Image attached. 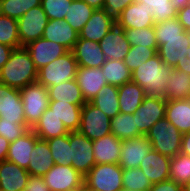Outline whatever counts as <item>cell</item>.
Listing matches in <instances>:
<instances>
[{"label":"cell","instance_id":"22","mask_svg":"<svg viewBox=\"0 0 190 191\" xmlns=\"http://www.w3.org/2000/svg\"><path fill=\"white\" fill-rule=\"evenodd\" d=\"M38 139L39 138L33 130L29 129L24 135L9 144L6 160L27 170L30 163L31 152L33 151L35 142Z\"/></svg>","mask_w":190,"mask_h":191},{"label":"cell","instance_id":"30","mask_svg":"<svg viewBox=\"0 0 190 191\" xmlns=\"http://www.w3.org/2000/svg\"><path fill=\"white\" fill-rule=\"evenodd\" d=\"M49 101H62L76 105L86 103L76 79L48 87Z\"/></svg>","mask_w":190,"mask_h":191},{"label":"cell","instance_id":"52","mask_svg":"<svg viewBox=\"0 0 190 191\" xmlns=\"http://www.w3.org/2000/svg\"><path fill=\"white\" fill-rule=\"evenodd\" d=\"M14 48L0 43V70L3 65L9 60Z\"/></svg>","mask_w":190,"mask_h":191},{"label":"cell","instance_id":"36","mask_svg":"<svg viewBox=\"0 0 190 191\" xmlns=\"http://www.w3.org/2000/svg\"><path fill=\"white\" fill-rule=\"evenodd\" d=\"M110 129L111 133L120 140L141 136L137 129L133 114H117L111 119Z\"/></svg>","mask_w":190,"mask_h":191},{"label":"cell","instance_id":"15","mask_svg":"<svg viewBox=\"0 0 190 191\" xmlns=\"http://www.w3.org/2000/svg\"><path fill=\"white\" fill-rule=\"evenodd\" d=\"M153 12L145 3L135 0L115 19L116 24L122 29L152 27L155 25Z\"/></svg>","mask_w":190,"mask_h":191},{"label":"cell","instance_id":"12","mask_svg":"<svg viewBox=\"0 0 190 191\" xmlns=\"http://www.w3.org/2000/svg\"><path fill=\"white\" fill-rule=\"evenodd\" d=\"M158 49L157 54L162 61L170 68H175L178 62L190 58V46L186 31L181 37L156 38Z\"/></svg>","mask_w":190,"mask_h":191},{"label":"cell","instance_id":"44","mask_svg":"<svg viewBox=\"0 0 190 191\" xmlns=\"http://www.w3.org/2000/svg\"><path fill=\"white\" fill-rule=\"evenodd\" d=\"M158 48H148L141 46H131L124 58V63L133 72L142 62H146L149 58L157 54Z\"/></svg>","mask_w":190,"mask_h":191},{"label":"cell","instance_id":"13","mask_svg":"<svg viewBox=\"0 0 190 191\" xmlns=\"http://www.w3.org/2000/svg\"><path fill=\"white\" fill-rule=\"evenodd\" d=\"M0 118L4 121H17L26 124L20 89L0 82Z\"/></svg>","mask_w":190,"mask_h":191},{"label":"cell","instance_id":"46","mask_svg":"<svg viewBox=\"0 0 190 191\" xmlns=\"http://www.w3.org/2000/svg\"><path fill=\"white\" fill-rule=\"evenodd\" d=\"M156 38H172L181 37L185 31L178 18L168 19L167 21L159 22L154 25Z\"/></svg>","mask_w":190,"mask_h":191},{"label":"cell","instance_id":"2","mask_svg":"<svg viewBox=\"0 0 190 191\" xmlns=\"http://www.w3.org/2000/svg\"><path fill=\"white\" fill-rule=\"evenodd\" d=\"M170 70L156 54L131 72V81L139 84L146 95L163 97V91L170 79Z\"/></svg>","mask_w":190,"mask_h":191},{"label":"cell","instance_id":"32","mask_svg":"<svg viewBox=\"0 0 190 191\" xmlns=\"http://www.w3.org/2000/svg\"><path fill=\"white\" fill-rule=\"evenodd\" d=\"M190 85V75L184 71L171 68L170 79L163 91V97L166 100H184L187 99V93Z\"/></svg>","mask_w":190,"mask_h":191},{"label":"cell","instance_id":"59","mask_svg":"<svg viewBox=\"0 0 190 191\" xmlns=\"http://www.w3.org/2000/svg\"><path fill=\"white\" fill-rule=\"evenodd\" d=\"M183 191H190V180L183 185Z\"/></svg>","mask_w":190,"mask_h":191},{"label":"cell","instance_id":"24","mask_svg":"<svg viewBox=\"0 0 190 191\" xmlns=\"http://www.w3.org/2000/svg\"><path fill=\"white\" fill-rule=\"evenodd\" d=\"M96 164H118L121 156L122 140L110 133L92 141Z\"/></svg>","mask_w":190,"mask_h":191},{"label":"cell","instance_id":"38","mask_svg":"<svg viewBox=\"0 0 190 191\" xmlns=\"http://www.w3.org/2000/svg\"><path fill=\"white\" fill-rule=\"evenodd\" d=\"M46 141L49 145L50 152L55 164H72V160H70L69 133L60 137L50 138Z\"/></svg>","mask_w":190,"mask_h":191},{"label":"cell","instance_id":"33","mask_svg":"<svg viewBox=\"0 0 190 191\" xmlns=\"http://www.w3.org/2000/svg\"><path fill=\"white\" fill-rule=\"evenodd\" d=\"M90 103L102 110L110 119L120 113L118 102V86L107 84Z\"/></svg>","mask_w":190,"mask_h":191},{"label":"cell","instance_id":"31","mask_svg":"<svg viewBox=\"0 0 190 191\" xmlns=\"http://www.w3.org/2000/svg\"><path fill=\"white\" fill-rule=\"evenodd\" d=\"M82 106L62 101H49V108L64 123L69 132L79 130Z\"/></svg>","mask_w":190,"mask_h":191},{"label":"cell","instance_id":"3","mask_svg":"<svg viewBox=\"0 0 190 191\" xmlns=\"http://www.w3.org/2000/svg\"><path fill=\"white\" fill-rule=\"evenodd\" d=\"M182 133L166 117L157 121L145 137L151 142L152 149L173 158L181 151Z\"/></svg>","mask_w":190,"mask_h":191},{"label":"cell","instance_id":"28","mask_svg":"<svg viewBox=\"0 0 190 191\" xmlns=\"http://www.w3.org/2000/svg\"><path fill=\"white\" fill-rule=\"evenodd\" d=\"M33 132L41 140L60 137L69 133L64 123L58 119L51 108H47L39 121L32 128Z\"/></svg>","mask_w":190,"mask_h":191},{"label":"cell","instance_id":"23","mask_svg":"<svg viewBox=\"0 0 190 191\" xmlns=\"http://www.w3.org/2000/svg\"><path fill=\"white\" fill-rule=\"evenodd\" d=\"M30 174L8 160L0 162V191H24Z\"/></svg>","mask_w":190,"mask_h":191},{"label":"cell","instance_id":"5","mask_svg":"<svg viewBox=\"0 0 190 191\" xmlns=\"http://www.w3.org/2000/svg\"><path fill=\"white\" fill-rule=\"evenodd\" d=\"M26 125L32 129L49 107L48 88L34 82L20 89Z\"/></svg>","mask_w":190,"mask_h":191},{"label":"cell","instance_id":"57","mask_svg":"<svg viewBox=\"0 0 190 191\" xmlns=\"http://www.w3.org/2000/svg\"><path fill=\"white\" fill-rule=\"evenodd\" d=\"M171 3L175 9L179 10L180 8L190 4V0H171Z\"/></svg>","mask_w":190,"mask_h":191},{"label":"cell","instance_id":"17","mask_svg":"<svg viewBox=\"0 0 190 191\" xmlns=\"http://www.w3.org/2000/svg\"><path fill=\"white\" fill-rule=\"evenodd\" d=\"M99 46L106 60L121 61H124L131 47L126 39L124 29L120 28L117 24L112 26L109 32L99 42Z\"/></svg>","mask_w":190,"mask_h":191},{"label":"cell","instance_id":"42","mask_svg":"<svg viewBox=\"0 0 190 191\" xmlns=\"http://www.w3.org/2000/svg\"><path fill=\"white\" fill-rule=\"evenodd\" d=\"M17 27V19L0 14V43L12 48L22 47Z\"/></svg>","mask_w":190,"mask_h":191},{"label":"cell","instance_id":"10","mask_svg":"<svg viewBox=\"0 0 190 191\" xmlns=\"http://www.w3.org/2000/svg\"><path fill=\"white\" fill-rule=\"evenodd\" d=\"M166 99L146 95L139 108L133 113L137 129L141 135H146L151 127L165 117Z\"/></svg>","mask_w":190,"mask_h":191},{"label":"cell","instance_id":"1","mask_svg":"<svg viewBox=\"0 0 190 191\" xmlns=\"http://www.w3.org/2000/svg\"><path fill=\"white\" fill-rule=\"evenodd\" d=\"M37 77L38 70L25 46L14 48L0 70V82L16 89L37 82Z\"/></svg>","mask_w":190,"mask_h":191},{"label":"cell","instance_id":"21","mask_svg":"<svg viewBox=\"0 0 190 191\" xmlns=\"http://www.w3.org/2000/svg\"><path fill=\"white\" fill-rule=\"evenodd\" d=\"M171 158L151 150L141 161L139 168L152 184L169 179Z\"/></svg>","mask_w":190,"mask_h":191},{"label":"cell","instance_id":"56","mask_svg":"<svg viewBox=\"0 0 190 191\" xmlns=\"http://www.w3.org/2000/svg\"><path fill=\"white\" fill-rule=\"evenodd\" d=\"M94 9H103L105 0H83Z\"/></svg>","mask_w":190,"mask_h":191},{"label":"cell","instance_id":"27","mask_svg":"<svg viewBox=\"0 0 190 191\" xmlns=\"http://www.w3.org/2000/svg\"><path fill=\"white\" fill-rule=\"evenodd\" d=\"M146 96L144 89L133 81L118 86L120 113L133 114Z\"/></svg>","mask_w":190,"mask_h":191},{"label":"cell","instance_id":"19","mask_svg":"<svg viewBox=\"0 0 190 191\" xmlns=\"http://www.w3.org/2000/svg\"><path fill=\"white\" fill-rule=\"evenodd\" d=\"M116 20L104 9H95L90 19L79 32V38L100 42Z\"/></svg>","mask_w":190,"mask_h":191},{"label":"cell","instance_id":"60","mask_svg":"<svg viewBox=\"0 0 190 191\" xmlns=\"http://www.w3.org/2000/svg\"><path fill=\"white\" fill-rule=\"evenodd\" d=\"M186 35H187L189 46H190V30L186 31Z\"/></svg>","mask_w":190,"mask_h":191},{"label":"cell","instance_id":"9","mask_svg":"<svg viewBox=\"0 0 190 191\" xmlns=\"http://www.w3.org/2000/svg\"><path fill=\"white\" fill-rule=\"evenodd\" d=\"M43 178L50 191H78L84 184V176L66 164H54Z\"/></svg>","mask_w":190,"mask_h":191},{"label":"cell","instance_id":"18","mask_svg":"<svg viewBox=\"0 0 190 191\" xmlns=\"http://www.w3.org/2000/svg\"><path fill=\"white\" fill-rule=\"evenodd\" d=\"M71 51L79 67L100 68L106 61L99 42L78 38Z\"/></svg>","mask_w":190,"mask_h":191},{"label":"cell","instance_id":"48","mask_svg":"<svg viewBox=\"0 0 190 191\" xmlns=\"http://www.w3.org/2000/svg\"><path fill=\"white\" fill-rule=\"evenodd\" d=\"M135 0H105L104 10H106L114 19Z\"/></svg>","mask_w":190,"mask_h":191},{"label":"cell","instance_id":"39","mask_svg":"<svg viewBox=\"0 0 190 191\" xmlns=\"http://www.w3.org/2000/svg\"><path fill=\"white\" fill-rule=\"evenodd\" d=\"M41 5V0H0V14L19 19L28 10Z\"/></svg>","mask_w":190,"mask_h":191},{"label":"cell","instance_id":"49","mask_svg":"<svg viewBox=\"0 0 190 191\" xmlns=\"http://www.w3.org/2000/svg\"><path fill=\"white\" fill-rule=\"evenodd\" d=\"M24 191H50L43 177L30 175Z\"/></svg>","mask_w":190,"mask_h":191},{"label":"cell","instance_id":"41","mask_svg":"<svg viewBox=\"0 0 190 191\" xmlns=\"http://www.w3.org/2000/svg\"><path fill=\"white\" fill-rule=\"evenodd\" d=\"M123 188L133 191H148L152 183L140 168L123 169Z\"/></svg>","mask_w":190,"mask_h":191},{"label":"cell","instance_id":"35","mask_svg":"<svg viewBox=\"0 0 190 191\" xmlns=\"http://www.w3.org/2000/svg\"><path fill=\"white\" fill-rule=\"evenodd\" d=\"M106 82L110 85L121 86L131 81V71L121 60H106L101 67Z\"/></svg>","mask_w":190,"mask_h":191},{"label":"cell","instance_id":"7","mask_svg":"<svg viewBox=\"0 0 190 191\" xmlns=\"http://www.w3.org/2000/svg\"><path fill=\"white\" fill-rule=\"evenodd\" d=\"M111 119L99 108L86 102L82 106L79 132L94 141L111 133Z\"/></svg>","mask_w":190,"mask_h":191},{"label":"cell","instance_id":"11","mask_svg":"<svg viewBox=\"0 0 190 191\" xmlns=\"http://www.w3.org/2000/svg\"><path fill=\"white\" fill-rule=\"evenodd\" d=\"M48 17L41 5L28 10L17 20L18 36L21 46L42 38Z\"/></svg>","mask_w":190,"mask_h":191},{"label":"cell","instance_id":"8","mask_svg":"<svg viewBox=\"0 0 190 191\" xmlns=\"http://www.w3.org/2000/svg\"><path fill=\"white\" fill-rule=\"evenodd\" d=\"M71 166L82 176H86L96 164L92 140L79 131L69 132Z\"/></svg>","mask_w":190,"mask_h":191},{"label":"cell","instance_id":"25","mask_svg":"<svg viewBox=\"0 0 190 191\" xmlns=\"http://www.w3.org/2000/svg\"><path fill=\"white\" fill-rule=\"evenodd\" d=\"M42 37L46 40L59 43L71 51L78 41L79 33L66 21L61 19L48 20Z\"/></svg>","mask_w":190,"mask_h":191},{"label":"cell","instance_id":"29","mask_svg":"<svg viewBox=\"0 0 190 191\" xmlns=\"http://www.w3.org/2000/svg\"><path fill=\"white\" fill-rule=\"evenodd\" d=\"M165 117L182 134L190 132V100H166Z\"/></svg>","mask_w":190,"mask_h":191},{"label":"cell","instance_id":"40","mask_svg":"<svg viewBox=\"0 0 190 191\" xmlns=\"http://www.w3.org/2000/svg\"><path fill=\"white\" fill-rule=\"evenodd\" d=\"M124 33L130 46H145L148 48H158L154 26L147 28L124 29Z\"/></svg>","mask_w":190,"mask_h":191},{"label":"cell","instance_id":"6","mask_svg":"<svg viewBox=\"0 0 190 191\" xmlns=\"http://www.w3.org/2000/svg\"><path fill=\"white\" fill-rule=\"evenodd\" d=\"M123 168L119 164H95L84 177V184L97 191L123 189Z\"/></svg>","mask_w":190,"mask_h":191},{"label":"cell","instance_id":"26","mask_svg":"<svg viewBox=\"0 0 190 191\" xmlns=\"http://www.w3.org/2000/svg\"><path fill=\"white\" fill-rule=\"evenodd\" d=\"M54 164L47 141L38 139L31 152L28 173L32 176L43 177Z\"/></svg>","mask_w":190,"mask_h":191},{"label":"cell","instance_id":"34","mask_svg":"<svg viewBox=\"0 0 190 191\" xmlns=\"http://www.w3.org/2000/svg\"><path fill=\"white\" fill-rule=\"evenodd\" d=\"M94 8L83 0H72L69 10L66 13V21L78 33L82 30L86 22L90 19Z\"/></svg>","mask_w":190,"mask_h":191},{"label":"cell","instance_id":"14","mask_svg":"<svg viewBox=\"0 0 190 191\" xmlns=\"http://www.w3.org/2000/svg\"><path fill=\"white\" fill-rule=\"evenodd\" d=\"M151 150V142L144 135L122 140L118 164L123 169L139 168L141 161Z\"/></svg>","mask_w":190,"mask_h":191},{"label":"cell","instance_id":"47","mask_svg":"<svg viewBox=\"0 0 190 191\" xmlns=\"http://www.w3.org/2000/svg\"><path fill=\"white\" fill-rule=\"evenodd\" d=\"M30 128L26 124L17 121H4L0 118V136L10 143L24 135Z\"/></svg>","mask_w":190,"mask_h":191},{"label":"cell","instance_id":"4","mask_svg":"<svg viewBox=\"0 0 190 191\" xmlns=\"http://www.w3.org/2000/svg\"><path fill=\"white\" fill-rule=\"evenodd\" d=\"M78 67L72 51H68L39 69L37 82L48 88L68 80H73L76 77Z\"/></svg>","mask_w":190,"mask_h":191},{"label":"cell","instance_id":"62","mask_svg":"<svg viewBox=\"0 0 190 191\" xmlns=\"http://www.w3.org/2000/svg\"><path fill=\"white\" fill-rule=\"evenodd\" d=\"M120 191H133V190H128V189H121Z\"/></svg>","mask_w":190,"mask_h":191},{"label":"cell","instance_id":"20","mask_svg":"<svg viewBox=\"0 0 190 191\" xmlns=\"http://www.w3.org/2000/svg\"><path fill=\"white\" fill-rule=\"evenodd\" d=\"M75 79L86 102H90V100L96 97L97 93L108 84L104 78L101 67H78Z\"/></svg>","mask_w":190,"mask_h":191},{"label":"cell","instance_id":"43","mask_svg":"<svg viewBox=\"0 0 190 191\" xmlns=\"http://www.w3.org/2000/svg\"><path fill=\"white\" fill-rule=\"evenodd\" d=\"M145 3L150 11L153 12L154 23L167 21L168 19L177 18L178 10L175 9L171 0H138Z\"/></svg>","mask_w":190,"mask_h":191},{"label":"cell","instance_id":"58","mask_svg":"<svg viewBox=\"0 0 190 191\" xmlns=\"http://www.w3.org/2000/svg\"><path fill=\"white\" fill-rule=\"evenodd\" d=\"M78 191H97V190H94V189L86 186L85 184H83V186Z\"/></svg>","mask_w":190,"mask_h":191},{"label":"cell","instance_id":"61","mask_svg":"<svg viewBox=\"0 0 190 191\" xmlns=\"http://www.w3.org/2000/svg\"><path fill=\"white\" fill-rule=\"evenodd\" d=\"M187 99L190 100V85H189V90H188V93H187Z\"/></svg>","mask_w":190,"mask_h":191},{"label":"cell","instance_id":"54","mask_svg":"<svg viewBox=\"0 0 190 191\" xmlns=\"http://www.w3.org/2000/svg\"><path fill=\"white\" fill-rule=\"evenodd\" d=\"M181 153L190 156V132L182 135Z\"/></svg>","mask_w":190,"mask_h":191},{"label":"cell","instance_id":"37","mask_svg":"<svg viewBox=\"0 0 190 191\" xmlns=\"http://www.w3.org/2000/svg\"><path fill=\"white\" fill-rule=\"evenodd\" d=\"M169 179L181 186L190 180V156L180 152L171 158Z\"/></svg>","mask_w":190,"mask_h":191},{"label":"cell","instance_id":"51","mask_svg":"<svg viewBox=\"0 0 190 191\" xmlns=\"http://www.w3.org/2000/svg\"><path fill=\"white\" fill-rule=\"evenodd\" d=\"M177 18L185 31L190 30V4L178 10Z\"/></svg>","mask_w":190,"mask_h":191},{"label":"cell","instance_id":"53","mask_svg":"<svg viewBox=\"0 0 190 191\" xmlns=\"http://www.w3.org/2000/svg\"><path fill=\"white\" fill-rule=\"evenodd\" d=\"M10 142L0 136V162L5 161L8 155Z\"/></svg>","mask_w":190,"mask_h":191},{"label":"cell","instance_id":"45","mask_svg":"<svg viewBox=\"0 0 190 191\" xmlns=\"http://www.w3.org/2000/svg\"><path fill=\"white\" fill-rule=\"evenodd\" d=\"M71 3L72 0H41V6L48 17V20H64Z\"/></svg>","mask_w":190,"mask_h":191},{"label":"cell","instance_id":"16","mask_svg":"<svg viewBox=\"0 0 190 191\" xmlns=\"http://www.w3.org/2000/svg\"><path fill=\"white\" fill-rule=\"evenodd\" d=\"M25 48L29 51L37 70L67 53L63 45L42 38L29 42Z\"/></svg>","mask_w":190,"mask_h":191},{"label":"cell","instance_id":"50","mask_svg":"<svg viewBox=\"0 0 190 191\" xmlns=\"http://www.w3.org/2000/svg\"><path fill=\"white\" fill-rule=\"evenodd\" d=\"M148 191H183V186L168 179L156 184H152V187Z\"/></svg>","mask_w":190,"mask_h":191},{"label":"cell","instance_id":"55","mask_svg":"<svg viewBox=\"0 0 190 191\" xmlns=\"http://www.w3.org/2000/svg\"><path fill=\"white\" fill-rule=\"evenodd\" d=\"M175 69L184 71L186 74L190 75V58L187 57V60L183 62H178Z\"/></svg>","mask_w":190,"mask_h":191}]
</instances>
